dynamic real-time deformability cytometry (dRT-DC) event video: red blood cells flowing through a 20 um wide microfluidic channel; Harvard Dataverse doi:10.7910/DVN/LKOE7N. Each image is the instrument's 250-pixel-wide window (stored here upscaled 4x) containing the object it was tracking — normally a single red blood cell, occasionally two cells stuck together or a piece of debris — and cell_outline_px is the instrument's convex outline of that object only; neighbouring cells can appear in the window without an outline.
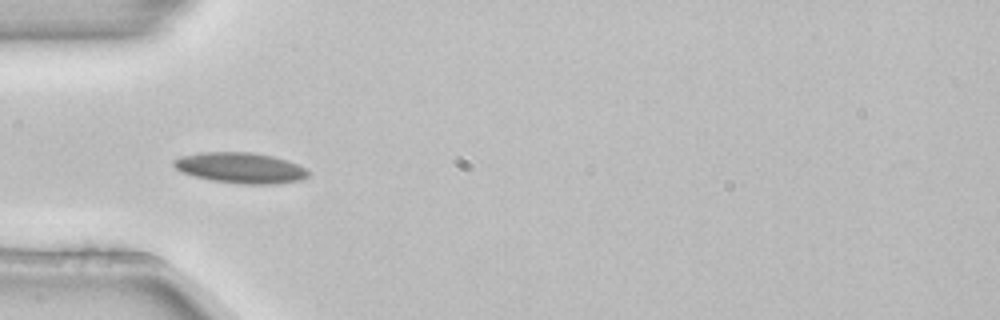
{"species": "common noctule bat (a hibernating species)", "species_latin": "Nyctalus noctula", "temperature_condition": "room temperature", "stored_images_in_passage": 4, "camera_frame_rate_fps": 3000, "um_per_image_px": 0.085, "animal": {"sex": "female", "body_mass_g": 22.7, "forearm_length_mm": 54.2}, "frame": {"image": 1, "passage_image": 4, "time_ms": 1.0, "image_size_px": [1000, 320], "cell_outline_px": [[308, 176], [300, 180], [272, 184], [240, 184], [208, 180], [180, 172], [172, 164], [172, 160], [180, 156], [200, 152], [252, 152], [272, 156], [288, 160], [304, 168], [308, 172]], "centroid_in_image_um": [20.38, 14.27], "position_along_channel_um": 64.6, "area_um2": 24.16}}